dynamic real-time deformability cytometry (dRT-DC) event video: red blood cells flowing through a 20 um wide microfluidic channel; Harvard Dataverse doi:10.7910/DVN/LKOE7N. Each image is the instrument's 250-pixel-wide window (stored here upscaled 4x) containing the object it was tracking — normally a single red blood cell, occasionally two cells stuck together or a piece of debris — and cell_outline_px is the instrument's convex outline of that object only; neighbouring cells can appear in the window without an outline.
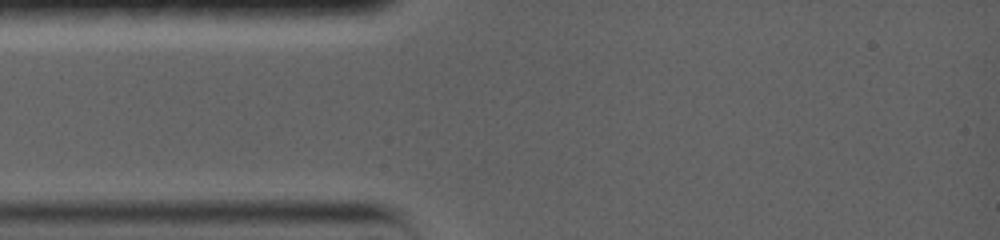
{"species": "common noctule bat (a hibernating species)", "species_latin": "Nyctalus noctula", "temperature_condition": "warm", "stored_images_in_passage": 1, "camera_frame_rate_fps": 5000, "um_per_image_px": 0.085, "animal": {"sex": "female", "body_mass_g": 19.0, "forearm_length_mm": 56.7}, "frame": {"image": 1, "passage_image": 1, "time_ms": 0.0, "image_size_px": [1000, 240], "cell_outline_px": [[588, 144], [580, 160], [568, 152], [548, 136], [544, 108], [560, 88], [576, 76], [580, 76], [588, 88]], "centroid_in_image_um": [48.41, 9.96], "position_along_channel_um": 36.6, "area_um2": 18.9}}